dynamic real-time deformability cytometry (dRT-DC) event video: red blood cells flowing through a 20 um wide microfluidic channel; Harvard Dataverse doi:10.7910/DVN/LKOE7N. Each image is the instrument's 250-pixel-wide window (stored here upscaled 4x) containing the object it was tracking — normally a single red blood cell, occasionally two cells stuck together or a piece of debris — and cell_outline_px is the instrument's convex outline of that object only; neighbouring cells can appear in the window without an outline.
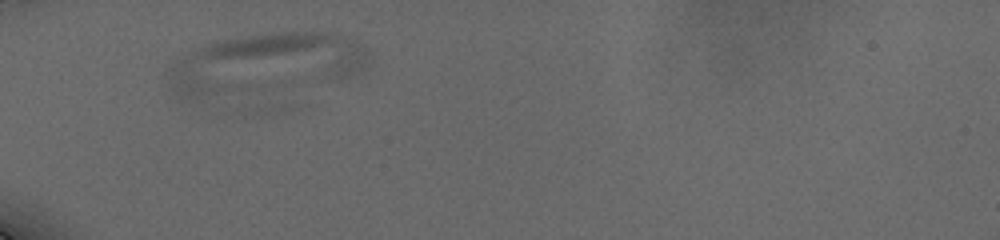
{"species": "human", "species_latin": "Homo sapiens", "temperature_condition": "cold", "stored_images_in_passage": 7, "camera_frame_rate_fps": 3000, "um_per_image_px": 0.085, "donor": {"sex": "male"}, "frame": {"image": 1, "passage_image": 3, "time_ms": 2.0, "image_size_px": [1000, 240], "cell_outline_px": [[372, 64], [364, 72], [340, 80], [180, 100], [172, 88], [168, 68], [192, 52], [208, 44], [224, 40], [244, 36], [276, 32], [324, 32], [344, 36], [364, 44], [368, 52]], "centroid_in_image_um": [22.73, 5.4], "position_along_channel_um": 62.3, "area_um2": 69.82}}